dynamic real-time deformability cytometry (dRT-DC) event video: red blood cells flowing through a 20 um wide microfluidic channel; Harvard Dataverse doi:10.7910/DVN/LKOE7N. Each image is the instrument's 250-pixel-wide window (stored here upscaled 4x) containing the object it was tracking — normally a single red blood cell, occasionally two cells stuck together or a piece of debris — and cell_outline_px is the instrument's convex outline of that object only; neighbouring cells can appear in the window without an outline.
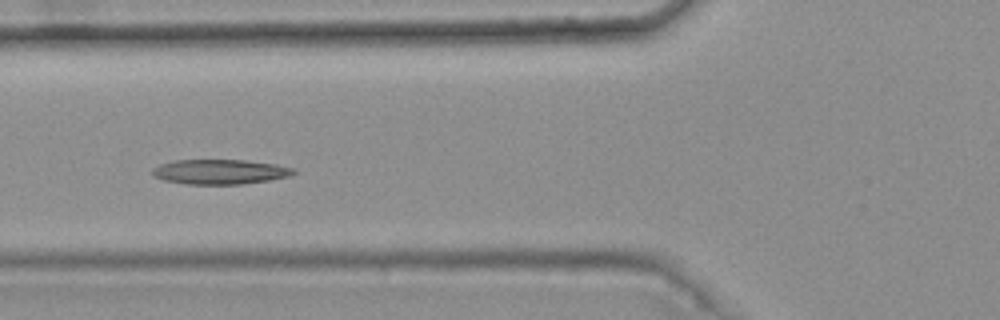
{"species": "common noctule bat (a hibernating species)", "species_latin": "Nyctalus noctula", "temperature_condition": "warm", "stored_images_in_passage": 5, "camera_frame_rate_fps": 3000, "um_per_image_px": 0.085, "animal": {"sex": "female", "body_mass_g": 25.1}, "frame": {"image": 1, "passage_image": 5, "time_ms": 1.333, "image_size_px": [1000, 320], "cell_outline_px": [[296, 172], [288, 176], [268, 180], [244, 184], [188, 184], [164, 180], [152, 176], [152, 168], [160, 164], [172, 160], [244, 160], [276, 164], [296, 168]], "centroid_in_image_um": [18.68, 14.59], "position_along_channel_um": 107.1, "area_um2": 20.46}}